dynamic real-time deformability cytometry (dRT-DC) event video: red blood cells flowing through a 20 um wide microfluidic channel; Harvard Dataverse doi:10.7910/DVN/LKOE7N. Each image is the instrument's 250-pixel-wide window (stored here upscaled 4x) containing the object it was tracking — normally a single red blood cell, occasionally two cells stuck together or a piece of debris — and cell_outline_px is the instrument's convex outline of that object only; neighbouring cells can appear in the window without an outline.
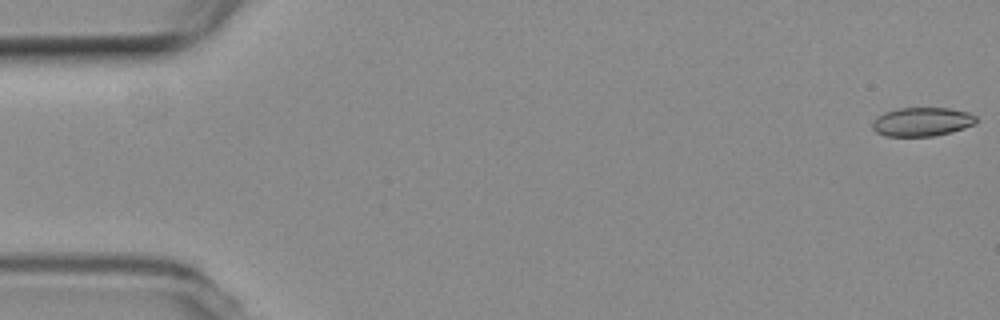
{"species": "common noctule bat (a hibernating species)", "species_latin": "Nyctalus noctula", "temperature_condition": "room temperature", "stored_images_in_passage": 11, "camera_frame_rate_fps": 3000, "um_per_image_px": 0.085, "animal": {"sex": "female", "body_mass_g": 19.3, "forearm_length_mm": 54.1}, "frame": {"image": 1, "passage_image": 1, "time_ms": 0.0, "image_size_px": [1000, 320], "cell_outline_px": [[980, 120], [976, 124], [952, 132], [932, 136], [884, 136], [876, 132], [872, 128], [872, 120], [876, 116], [884, 112], [900, 108], [948, 108], [968, 112], [976, 116]], "centroid_in_image_um": [78.38, 10.35], "position_along_channel_um": 6.6, "area_um2": 17.69}}
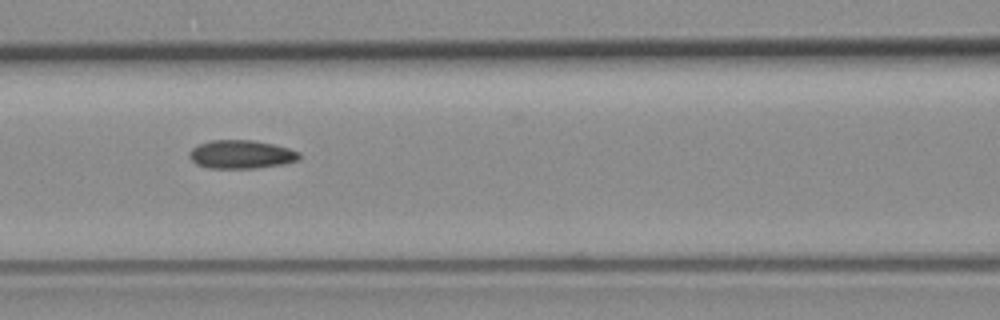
{"frame": {"image": 2, "passage_image": 7, "time_ms": 8.0, "image_size_px": [1000, 320], "cell_outline_px": [[300, 160], [284, 164], [256, 168], [208, 168], [196, 164], [188, 156], [188, 152], [192, 148], [200, 144], [212, 140], [252, 140], [272, 144], [288, 148], [300, 152]], "centroid_in_image_um": [20.51, 13.13], "position_along_channel_um": 146.1, "area_um2": 18.26}}
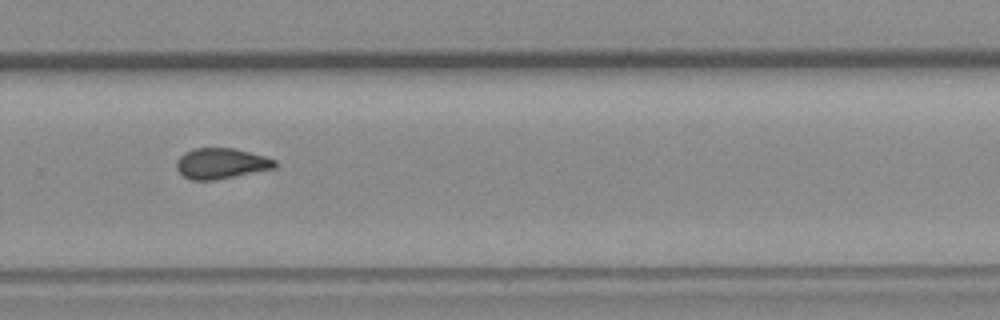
{"frame": {"image": 3, "passage_image": 11, "time_ms": 12.667, "image_size_px": [1000, 320], "cell_outline_px": [[276, 168], [216, 180], [192, 180], [184, 176], [176, 168], [176, 160], [184, 152], [192, 148], [232, 148], [264, 156], [276, 160]], "centroid_in_image_um": [18.78, 13.89], "position_along_channel_um": 311.0, "area_um2": 17.57}}